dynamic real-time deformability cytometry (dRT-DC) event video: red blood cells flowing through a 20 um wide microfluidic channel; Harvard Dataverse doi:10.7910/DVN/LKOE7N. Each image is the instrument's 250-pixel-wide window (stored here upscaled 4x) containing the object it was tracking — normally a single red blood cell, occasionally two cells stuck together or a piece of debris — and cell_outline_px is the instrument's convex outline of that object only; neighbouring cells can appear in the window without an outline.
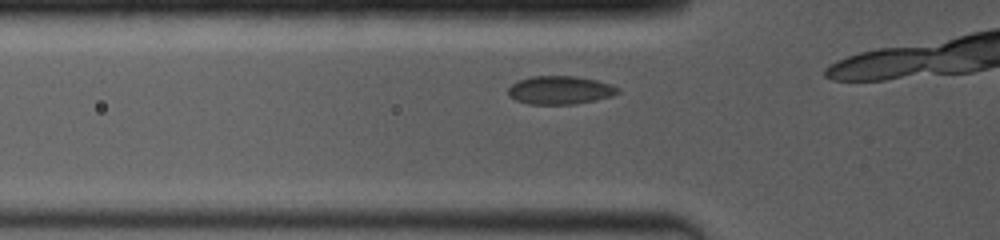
{"species": "common noctule bat (a hibernating species)", "species_latin": "Nyctalus noctula", "temperature_condition": "room temperature", "stored_images_in_passage": 7, "camera_frame_rate_fps": 4000, "um_per_image_px": 0.085, "animal": {"sex": "female", "body_mass_g": 19.0, "forearm_length_mm": 53.3}, "frame": {"image": 1, "passage_image": 4, "time_ms": 1.0, "image_size_px": [1000, 240], "cell_outline_px": [[620, 92], [612, 96], [596, 100], [576, 104], [528, 104], [516, 100], [508, 96], [508, 88], [512, 84], [520, 80], [532, 76], [572, 76], [596, 80], [620, 88]], "centroid_in_image_um": [47.6, 7.67], "position_along_channel_um": 78.2, "area_um2": 18.03}}